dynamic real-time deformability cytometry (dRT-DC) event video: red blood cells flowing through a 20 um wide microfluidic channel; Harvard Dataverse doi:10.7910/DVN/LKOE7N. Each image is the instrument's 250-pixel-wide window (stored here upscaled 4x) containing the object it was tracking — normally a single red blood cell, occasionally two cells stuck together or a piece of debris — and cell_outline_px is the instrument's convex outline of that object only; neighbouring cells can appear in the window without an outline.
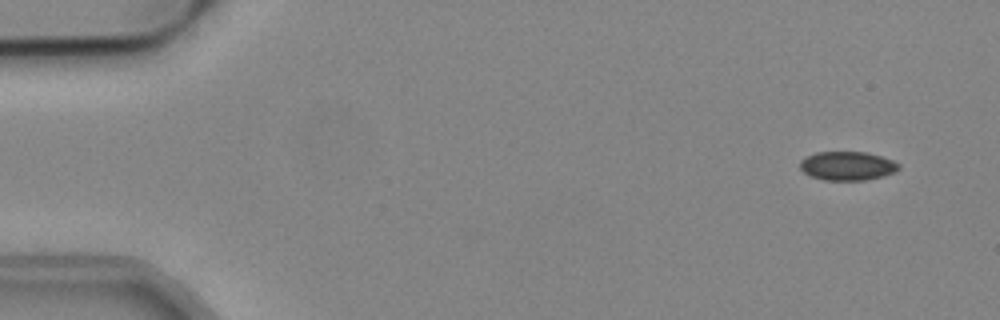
{"species": "common noctule bat (a hibernating species)", "species_latin": "Nyctalus noctula", "temperature_condition": "cold", "stored_images_in_passage": 44, "camera_frame_rate_fps": 3000, "um_per_image_px": 0.085, "animal": {"sex": "male", "body_mass_g": 19.2, "forearm_length_mm": 51.8}, "frame": {"image": 1, "passage_image": 1, "time_ms": 0.0, "image_size_px": [1000, 320], "cell_outline_px": [[900, 168], [896, 172], [884, 176], [864, 180], [824, 180], [812, 176], [804, 172], [800, 168], [800, 160], [816, 152], [868, 152], [892, 160], [900, 164]], "centroid_in_image_um": [72.05, 14.1], "position_along_channel_um": 12.9, "area_um2": 16.59}}
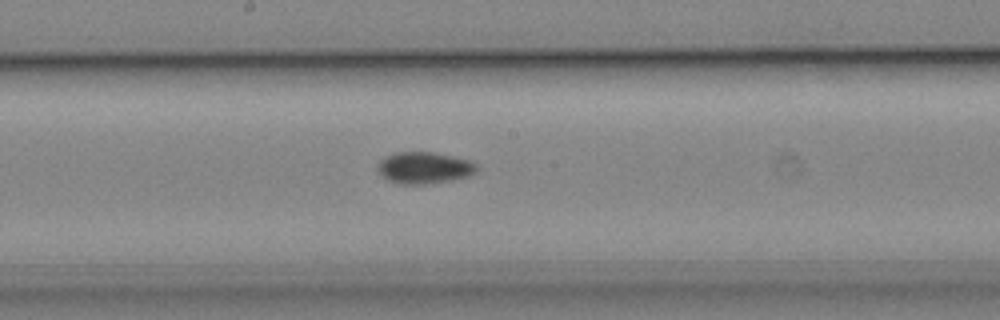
{"frame": {"image": 2, "passage_image": 26, "time_ms": 8.333, "image_size_px": [1000, 320], "cell_outline_px": [[476, 172], [468, 176], [448, 180], [424, 184], [400, 184], [388, 180], [380, 176], [376, 168], [376, 164], [384, 156], [396, 152], [436, 152], [468, 160], [476, 164]], "centroid_in_image_um": [35.98, 14.25], "position_along_channel_um": 212.2, "area_um2": 18.32}}
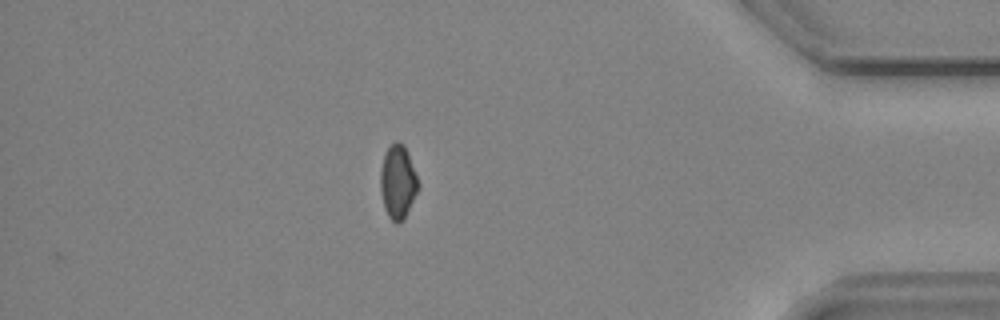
{"frame": {"image": 3, "passage_image": 44, "time_ms": 14.333, "image_size_px": [1000, 320], "cell_outline_px": [[420, 188], [404, 220], [400, 224], [396, 224], [388, 216], [384, 208], [380, 192], [380, 168], [384, 152], [396, 140], [404, 144], [420, 184]], "centroid_in_image_um": [33.82, 15.49], "position_along_channel_um": 401.4, "area_um2": 16.65}, "authors_computed_cell_mechanics": {"area_um2": 17.34, "velocity_mm_per_s": 3.8283, "shape_relaxation_time_tau1_ms": null, "shape_relaxation_time_tau2_ms": 5.6225, "deformation_change_tau1": null, "deformation_change_tau2": 0.0878}}